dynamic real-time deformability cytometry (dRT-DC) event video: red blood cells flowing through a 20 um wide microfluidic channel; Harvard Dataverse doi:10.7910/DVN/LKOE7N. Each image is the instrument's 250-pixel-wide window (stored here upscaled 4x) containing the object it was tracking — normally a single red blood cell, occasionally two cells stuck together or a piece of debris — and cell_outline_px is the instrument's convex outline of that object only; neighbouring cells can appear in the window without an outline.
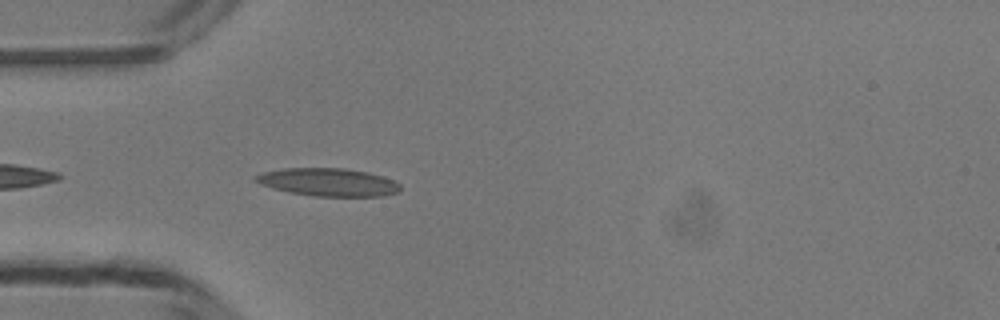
{"species": "common noctule bat (a hibernating species)", "species_latin": "Nyctalus noctula", "temperature_condition": "room temperature", "stored_images_in_passage": 9, "camera_frame_rate_fps": 3000, "um_per_image_px": 0.085, "animal": {"sex": "male", "body_mass_g": 13.3}, "frame": {"image": 1, "passage_image": 2, "time_ms": 0.333, "image_size_px": [1000, 320], "cell_outline_px": [[400, 192], [380, 196], [312, 196], [288, 192], [272, 188], [260, 184], [252, 180], [252, 176], [264, 172], [284, 168], [344, 168], [368, 172], [384, 176], [400, 184]], "centroid_in_image_um": [27.87, 15.48], "position_along_channel_um": 57.1, "area_um2": 23.7}}
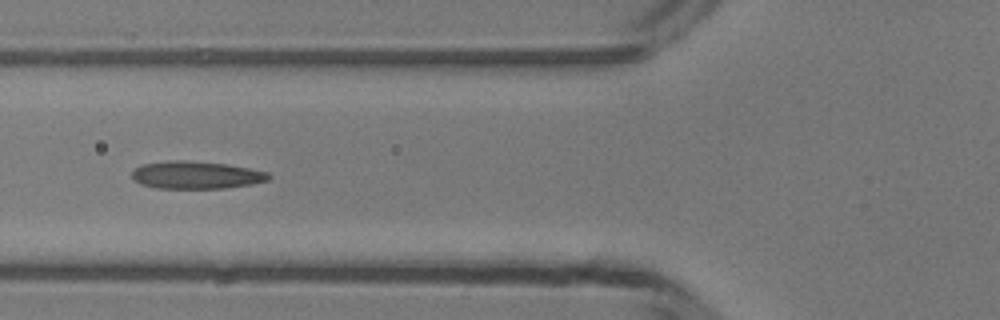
{"frame": {"image": 2, "passage_image": 6, "time_ms": 1.667, "image_size_px": [1000, 320], "cell_outline_px": [[272, 176], [268, 180], [252, 184], [224, 188], [156, 188], [140, 184], [132, 180], [132, 172], [140, 164], [168, 160], [192, 160], [228, 164], [268, 172]], "centroid_in_image_um": [16.64, 14.86], "position_along_channel_um": 109.2, "area_um2": 22.25}}
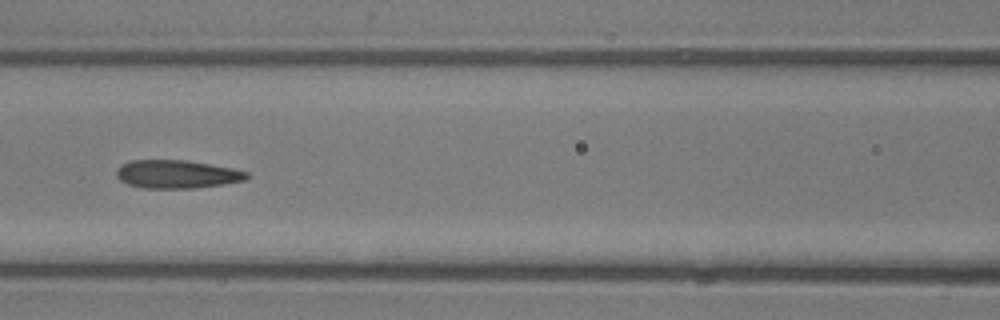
{"frame": {"image": 3, "passage_image": 9, "time_ms": 2.667, "image_size_px": [1000, 320], "cell_outline_px": [[248, 176], [244, 180], [196, 188], [144, 188], [128, 184], [120, 180], [116, 176], [116, 172], [120, 164], [128, 160], [184, 160], [232, 168], [248, 172]], "centroid_in_image_um": [14.97, 14.8], "position_along_channel_um": 151.6, "area_um2": 21.27}}